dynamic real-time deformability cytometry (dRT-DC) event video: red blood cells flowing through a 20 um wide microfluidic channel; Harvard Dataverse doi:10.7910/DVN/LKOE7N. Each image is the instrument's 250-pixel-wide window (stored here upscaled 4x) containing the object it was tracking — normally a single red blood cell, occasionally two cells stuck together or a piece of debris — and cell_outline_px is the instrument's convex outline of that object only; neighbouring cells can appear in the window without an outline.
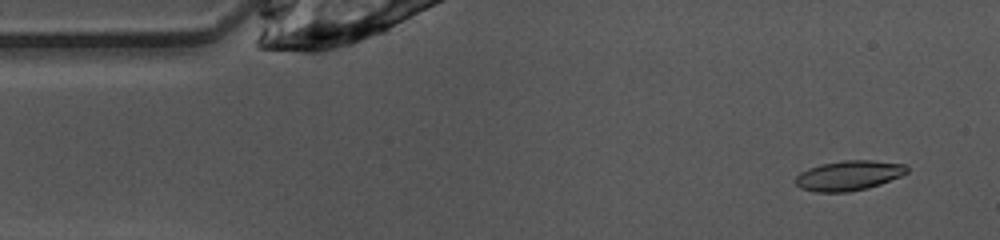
{"species": "common noctule bat (a hibernating species)", "species_latin": "Nyctalus noctula", "temperature_condition": "warm", "stored_images_in_passage": 46, "camera_frame_rate_fps": 3000, "um_per_image_px": 0.085, "animal": {"sex": "female", "body_mass_g": 10.0, "forearm_length_mm": 53.1}, "frame": {"image": 1, "passage_image": 1, "time_ms": 0.0, "image_size_px": [1000, 240], "cell_outline_px": [[908, 172], [900, 176], [880, 184], [868, 188], [848, 192], [816, 192], [800, 188], [796, 184], [796, 176], [800, 172], [808, 168], [820, 164], [844, 160], [872, 160], [904, 164], [908, 168]], "centroid_in_image_um": [72.13, 14.92], "position_along_channel_um": 12.9, "area_um2": 19.42}}
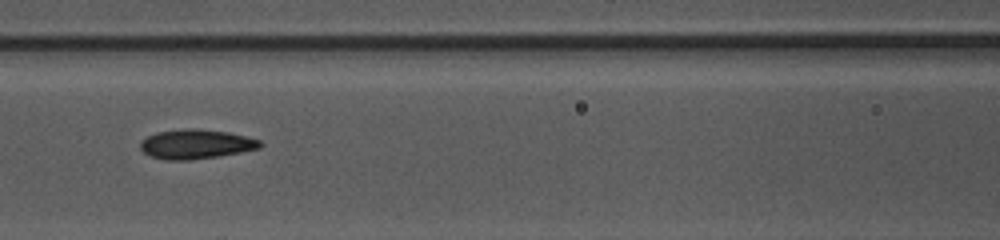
{"frame": {"image": 2, "passage_image": 17, "time_ms": 5.333, "image_size_px": [1000, 240], "cell_outline_px": [[264, 144], [260, 148], [240, 152], [216, 156], [188, 160], [168, 160], [152, 156], [144, 152], [140, 148], [140, 140], [156, 132], [188, 128], [196, 128], [228, 132], [260, 140]], "centroid_in_image_um": [16.65, 12.24], "position_along_channel_um": 150.0, "area_um2": 20.4}}
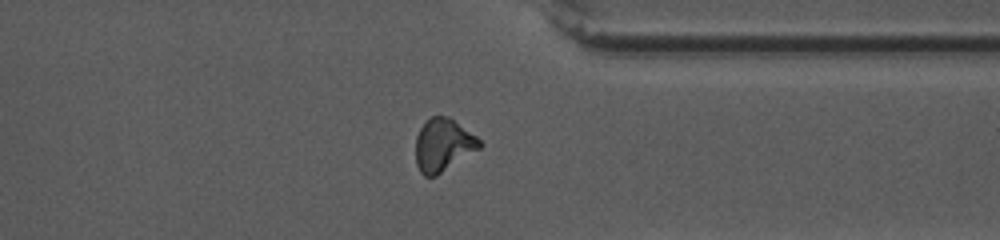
{"frame": {"image": 3, "passage_image": 34, "time_ms": 11.0, "image_size_px": [1000, 240], "cell_outline_px": [[484, 144], [480, 148], [436, 176], [424, 176], [420, 172], [416, 164], [416, 136], [420, 128], [432, 116], [448, 116], [476, 136]], "centroid_in_image_um": [37.66, 12.34], "position_along_channel_um": 373.7, "area_um2": 19.48}, "authors_computed_cell_mechanics": {"area_um2": 19.7098, "velocity_mm_per_s": 4.0454, "shape_relaxation_time_tau1_ms": 3.0539, "shape_relaxation_time_tau2_ms": 7.9406, "deformation_change_tau1": 0.1269, "deformation_change_tau2": 0.1251}}